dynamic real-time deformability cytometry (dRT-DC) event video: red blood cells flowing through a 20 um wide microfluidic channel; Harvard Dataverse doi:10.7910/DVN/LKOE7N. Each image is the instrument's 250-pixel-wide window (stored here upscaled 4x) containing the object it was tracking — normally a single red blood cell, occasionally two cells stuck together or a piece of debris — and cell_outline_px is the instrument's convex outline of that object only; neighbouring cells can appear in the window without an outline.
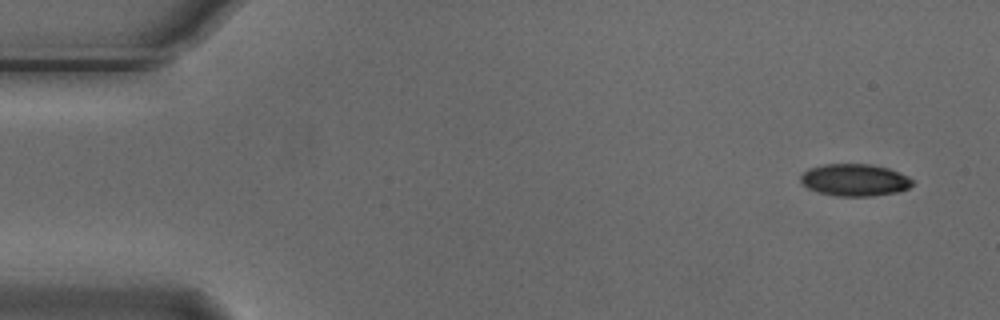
{"species": "Egyptian fruit bat (a non-hibernating species)", "species_latin": "Rousettus aegyptiacus", "temperature_condition": "cold", "stored_images_in_passage": 7, "camera_frame_rate_fps": 3000, "um_per_image_px": 0.085, "animal": {"sex": "male"}, "frame": {"image": 1, "passage_image": 1, "time_ms": 0.0, "image_size_px": [1000, 320], "cell_outline_px": [[912, 184], [908, 188], [896, 192], [872, 196], [836, 196], [820, 192], [808, 188], [800, 180], [800, 176], [808, 168], [824, 164], [872, 164], [888, 168], [908, 176], [912, 180]], "centroid_in_image_um": [72.64, 15.29], "position_along_channel_um": 12.4, "area_um2": 20.81}}
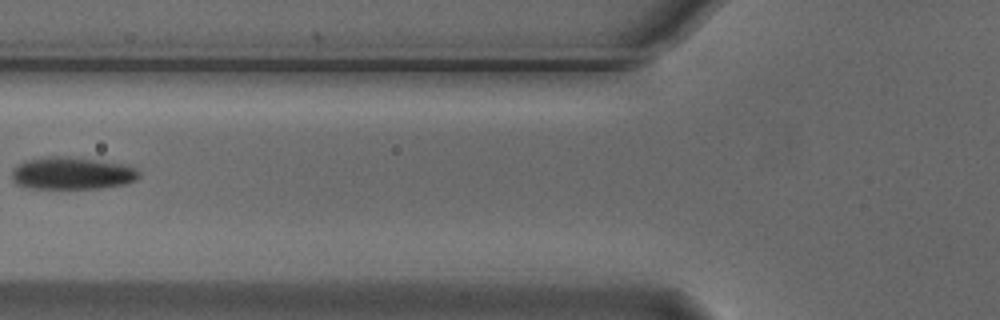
{"frame": {"image": 2, "passage_image": 6, "time_ms": 1.667, "image_size_px": [1000, 320], "cell_outline_px": [[140, 176], [136, 180], [124, 184], [100, 188], [28, 188], [16, 184], [12, 180], [12, 168], [28, 160], [48, 156], [68, 156], [128, 164], [140, 172]], "centroid_in_image_um": [6.14, 14.72], "position_along_channel_um": 119.7, "area_um2": 24.1}}
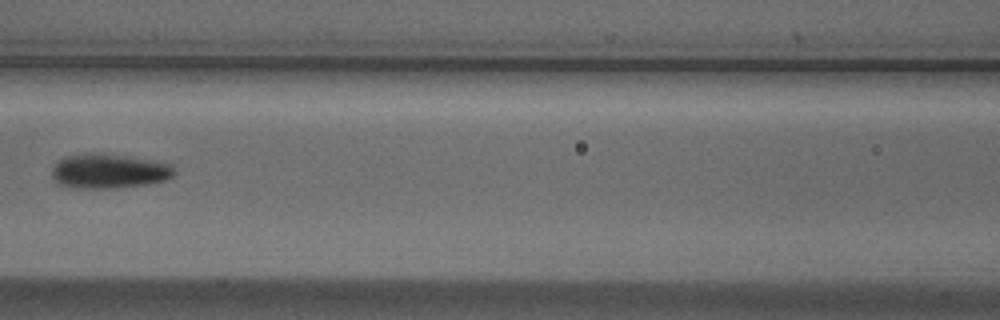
{"frame": {"image": 3, "passage_image": 7, "time_ms": 2.0, "image_size_px": [1000, 320], "cell_outline_px": [[176, 172], [172, 176], [164, 180], [144, 184], [112, 188], [68, 188], [56, 184], [52, 176], [52, 168], [60, 160], [68, 156], [128, 156], [152, 160], [172, 164]], "centroid_in_image_um": [9.27, 14.6], "position_along_channel_um": 157.3, "area_um2": 23.81}}